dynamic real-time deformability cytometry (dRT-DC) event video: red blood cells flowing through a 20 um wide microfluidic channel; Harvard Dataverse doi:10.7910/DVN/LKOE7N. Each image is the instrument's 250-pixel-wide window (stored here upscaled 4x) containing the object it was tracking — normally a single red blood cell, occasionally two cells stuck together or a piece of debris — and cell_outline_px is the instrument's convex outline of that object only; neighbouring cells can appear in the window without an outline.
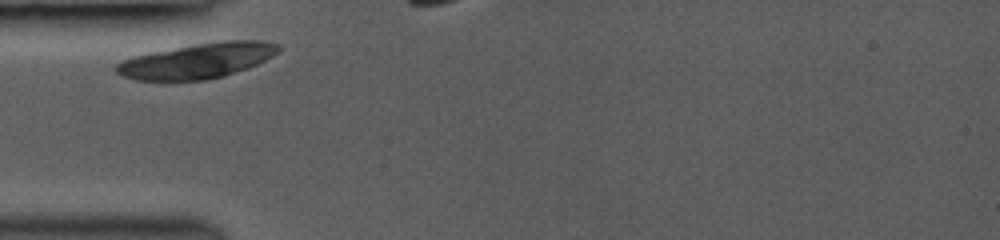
{"species": "common noctule bat (a hibernating species)", "species_latin": "Nyctalus noctula", "temperature_condition": "room temperature", "stored_images_in_passage": 4, "camera_frame_rate_fps": 3000, "um_per_image_px": 0.085, "animal": {"sex": "female", "body_mass_g": 19.0, "forearm_length_mm": 53.3}, "frame": {"image": 1, "passage_image": 1, "time_ms": 0.0, "image_size_px": [1000, 240], "cell_outline_px": [[280, 52], [248, 68], [208, 80], [136, 80], [120, 76], [116, 72], [116, 64], [132, 56], [192, 44], [224, 40], [260, 40], [280, 44]], "centroid_in_image_um": [16.79, 5.15], "position_along_channel_um": 68.2, "area_um2": 33.23}}